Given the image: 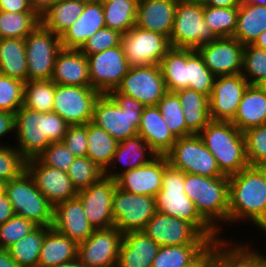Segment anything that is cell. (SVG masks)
Wrapping results in <instances>:
<instances>
[{"label":"cell","mask_w":266,"mask_h":267,"mask_svg":"<svg viewBox=\"0 0 266 267\" xmlns=\"http://www.w3.org/2000/svg\"><path fill=\"white\" fill-rule=\"evenodd\" d=\"M68 127L54 111L42 113L22 106L14 114L15 148L26 160L36 158L52 142H62Z\"/></svg>","instance_id":"6da1fadb"},{"label":"cell","mask_w":266,"mask_h":267,"mask_svg":"<svg viewBox=\"0 0 266 267\" xmlns=\"http://www.w3.org/2000/svg\"><path fill=\"white\" fill-rule=\"evenodd\" d=\"M265 212L266 167L248 166L229 176L228 222L246 220L256 225Z\"/></svg>","instance_id":"7a4b0ae2"},{"label":"cell","mask_w":266,"mask_h":267,"mask_svg":"<svg viewBox=\"0 0 266 267\" xmlns=\"http://www.w3.org/2000/svg\"><path fill=\"white\" fill-rule=\"evenodd\" d=\"M185 173L168 164L163 173L162 187L155 196L156 211L192 224L211 243L218 242L219 233L200 215L194 202L184 191Z\"/></svg>","instance_id":"3957f363"},{"label":"cell","mask_w":266,"mask_h":267,"mask_svg":"<svg viewBox=\"0 0 266 267\" xmlns=\"http://www.w3.org/2000/svg\"><path fill=\"white\" fill-rule=\"evenodd\" d=\"M144 107L136 99L113 90L96 100L91 122L120 142L138 135Z\"/></svg>","instance_id":"277c9868"},{"label":"cell","mask_w":266,"mask_h":267,"mask_svg":"<svg viewBox=\"0 0 266 267\" xmlns=\"http://www.w3.org/2000/svg\"><path fill=\"white\" fill-rule=\"evenodd\" d=\"M198 135L225 176L239 173L249 166L244 133L231 121L211 120Z\"/></svg>","instance_id":"5b68a950"},{"label":"cell","mask_w":266,"mask_h":267,"mask_svg":"<svg viewBox=\"0 0 266 267\" xmlns=\"http://www.w3.org/2000/svg\"><path fill=\"white\" fill-rule=\"evenodd\" d=\"M184 191L200 215L218 233L222 228L217 224H229V176L203 177L185 173Z\"/></svg>","instance_id":"8992f818"},{"label":"cell","mask_w":266,"mask_h":267,"mask_svg":"<svg viewBox=\"0 0 266 267\" xmlns=\"http://www.w3.org/2000/svg\"><path fill=\"white\" fill-rule=\"evenodd\" d=\"M5 193L15 215L22 216L37 226L52 227L54 206L36 188L27 170L6 182Z\"/></svg>","instance_id":"52a82bcc"},{"label":"cell","mask_w":266,"mask_h":267,"mask_svg":"<svg viewBox=\"0 0 266 267\" xmlns=\"http://www.w3.org/2000/svg\"><path fill=\"white\" fill-rule=\"evenodd\" d=\"M165 156L171 166L184 173L203 177L225 176L198 134L177 138Z\"/></svg>","instance_id":"ba28073f"},{"label":"cell","mask_w":266,"mask_h":267,"mask_svg":"<svg viewBox=\"0 0 266 267\" xmlns=\"http://www.w3.org/2000/svg\"><path fill=\"white\" fill-rule=\"evenodd\" d=\"M27 81L50 80L57 53L62 49L60 36L41 23L24 39Z\"/></svg>","instance_id":"9c48e42d"},{"label":"cell","mask_w":266,"mask_h":267,"mask_svg":"<svg viewBox=\"0 0 266 267\" xmlns=\"http://www.w3.org/2000/svg\"><path fill=\"white\" fill-rule=\"evenodd\" d=\"M204 6L177 3L170 45L174 48H192L217 39L204 20Z\"/></svg>","instance_id":"30bf717a"},{"label":"cell","mask_w":266,"mask_h":267,"mask_svg":"<svg viewBox=\"0 0 266 267\" xmlns=\"http://www.w3.org/2000/svg\"><path fill=\"white\" fill-rule=\"evenodd\" d=\"M121 47L128 65L140 67L158 65L171 45L166 36L134 26L122 34Z\"/></svg>","instance_id":"8fae6325"},{"label":"cell","mask_w":266,"mask_h":267,"mask_svg":"<svg viewBox=\"0 0 266 267\" xmlns=\"http://www.w3.org/2000/svg\"><path fill=\"white\" fill-rule=\"evenodd\" d=\"M100 93L91 86L55 85L53 111L69 126L92 121L94 105Z\"/></svg>","instance_id":"7c38bea8"},{"label":"cell","mask_w":266,"mask_h":267,"mask_svg":"<svg viewBox=\"0 0 266 267\" xmlns=\"http://www.w3.org/2000/svg\"><path fill=\"white\" fill-rule=\"evenodd\" d=\"M155 213V197L132 194L116 187L112 214L114 226L121 233L142 231Z\"/></svg>","instance_id":"4fadbf2b"},{"label":"cell","mask_w":266,"mask_h":267,"mask_svg":"<svg viewBox=\"0 0 266 267\" xmlns=\"http://www.w3.org/2000/svg\"><path fill=\"white\" fill-rule=\"evenodd\" d=\"M116 91L144 106H156L168 92L159 65L130 67Z\"/></svg>","instance_id":"5bb4252c"},{"label":"cell","mask_w":266,"mask_h":267,"mask_svg":"<svg viewBox=\"0 0 266 267\" xmlns=\"http://www.w3.org/2000/svg\"><path fill=\"white\" fill-rule=\"evenodd\" d=\"M87 58L91 88L100 94L116 90L130 68L121 44Z\"/></svg>","instance_id":"9a60e30c"},{"label":"cell","mask_w":266,"mask_h":267,"mask_svg":"<svg viewBox=\"0 0 266 267\" xmlns=\"http://www.w3.org/2000/svg\"><path fill=\"white\" fill-rule=\"evenodd\" d=\"M142 231L159 246L211 244L192 224L157 211Z\"/></svg>","instance_id":"2e32d148"},{"label":"cell","mask_w":266,"mask_h":267,"mask_svg":"<svg viewBox=\"0 0 266 267\" xmlns=\"http://www.w3.org/2000/svg\"><path fill=\"white\" fill-rule=\"evenodd\" d=\"M123 233L115 226L95 229L85 241L78 243L77 259L85 267H117Z\"/></svg>","instance_id":"e0dca14e"},{"label":"cell","mask_w":266,"mask_h":267,"mask_svg":"<svg viewBox=\"0 0 266 267\" xmlns=\"http://www.w3.org/2000/svg\"><path fill=\"white\" fill-rule=\"evenodd\" d=\"M116 187L114 179L104 177L88 188L78 191L77 197L83 205L86 218L95 229L114 227L112 202Z\"/></svg>","instance_id":"ac0fdd59"},{"label":"cell","mask_w":266,"mask_h":267,"mask_svg":"<svg viewBox=\"0 0 266 267\" xmlns=\"http://www.w3.org/2000/svg\"><path fill=\"white\" fill-rule=\"evenodd\" d=\"M249 82L242 76H217L209 98V117L212 121H232Z\"/></svg>","instance_id":"d6986e66"},{"label":"cell","mask_w":266,"mask_h":267,"mask_svg":"<svg viewBox=\"0 0 266 267\" xmlns=\"http://www.w3.org/2000/svg\"><path fill=\"white\" fill-rule=\"evenodd\" d=\"M242 45L234 37L217 38L215 41L199 46L196 50L204 64L217 77L242 73Z\"/></svg>","instance_id":"ffe728a7"},{"label":"cell","mask_w":266,"mask_h":267,"mask_svg":"<svg viewBox=\"0 0 266 267\" xmlns=\"http://www.w3.org/2000/svg\"><path fill=\"white\" fill-rule=\"evenodd\" d=\"M26 170L36 188L55 206L77 196L70 177L60 169L44 165L37 157L26 160Z\"/></svg>","instance_id":"44dd1931"},{"label":"cell","mask_w":266,"mask_h":267,"mask_svg":"<svg viewBox=\"0 0 266 267\" xmlns=\"http://www.w3.org/2000/svg\"><path fill=\"white\" fill-rule=\"evenodd\" d=\"M166 156H157L150 163L121 173L116 179L123 191L155 197L162 187V177L168 165Z\"/></svg>","instance_id":"7402d4cb"},{"label":"cell","mask_w":266,"mask_h":267,"mask_svg":"<svg viewBox=\"0 0 266 267\" xmlns=\"http://www.w3.org/2000/svg\"><path fill=\"white\" fill-rule=\"evenodd\" d=\"M52 227L77 244L85 241L95 230L77 196L54 206Z\"/></svg>","instance_id":"603a6c76"},{"label":"cell","mask_w":266,"mask_h":267,"mask_svg":"<svg viewBox=\"0 0 266 267\" xmlns=\"http://www.w3.org/2000/svg\"><path fill=\"white\" fill-rule=\"evenodd\" d=\"M176 6V0H138L135 26L170 39Z\"/></svg>","instance_id":"cb8c5ba5"},{"label":"cell","mask_w":266,"mask_h":267,"mask_svg":"<svg viewBox=\"0 0 266 267\" xmlns=\"http://www.w3.org/2000/svg\"><path fill=\"white\" fill-rule=\"evenodd\" d=\"M104 27L106 26L102 3H85L79 18L60 36L61 46L64 49L80 50L87 39Z\"/></svg>","instance_id":"d4e9b609"},{"label":"cell","mask_w":266,"mask_h":267,"mask_svg":"<svg viewBox=\"0 0 266 267\" xmlns=\"http://www.w3.org/2000/svg\"><path fill=\"white\" fill-rule=\"evenodd\" d=\"M51 80L65 86H91L87 56L80 50L62 48L56 55Z\"/></svg>","instance_id":"484cf974"},{"label":"cell","mask_w":266,"mask_h":267,"mask_svg":"<svg viewBox=\"0 0 266 267\" xmlns=\"http://www.w3.org/2000/svg\"><path fill=\"white\" fill-rule=\"evenodd\" d=\"M157 156L139 135L120 141L109 166L104 170L105 177L115 180L121 173L146 165ZM116 163L123 164L122 167H124L119 173L115 171Z\"/></svg>","instance_id":"4316f807"},{"label":"cell","mask_w":266,"mask_h":267,"mask_svg":"<svg viewBox=\"0 0 266 267\" xmlns=\"http://www.w3.org/2000/svg\"><path fill=\"white\" fill-rule=\"evenodd\" d=\"M159 245L143 231L123 234L117 267H152Z\"/></svg>","instance_id":"83f0119b"},{"label":"cell","mask_w":266,"mask_h":267,"mask_svg":"<svg viewBox=\"0 0 266 267\" xmlns=\"http://www.w3.org/2000/svg\"><path fill=\"white\" fill-rule=\"evenodd\" d=\"M138 135L158 156H165L177 138L172 134L157 105L145 106L140 119Z\"/></svg>","instance_id":"f1b7e54d"},{"label":"cell","mask_w":266,"mask_h":267,"mask_svg":"<svg viewBox=\"0 0 266 267\" xmlns=\"http://www.w3.org/2000/svg\"><path fill=\"white\" fill-rule=\"evenodd\" d=\"M231 244V245H230ZM249 243L232 244L226 238L213 243L212 267H266V256L250 249ZM229 245V247H228ZM247 245V246H246Z\"/></svg>","instance_id":"f546056e"},{"label":"cell","mask_w":266,"mask_h":267,"mask_svg":"<svg viewBox=\"0 0 266 267\" xmlns=\"http://www.w3.org/2000/svg\"><path fill=\"white\" fill-rule=\"evenodd\" d=\"M78 244L53 227H46L38 267H53L77 258Z\"/></svg>","instance_id":"4dcf8cb0"},{"label":"cell","mask_w":266,"mask_h":267,"mask_svg":"<svg viewBox=\"0 0 266 267\" xmlns=\"http://www.w3.org/2000/svg\"><path fill=\"white\" fill-rule=\"evenodd\" d=\"M231 122L243 132L250 127L266 124V94L256 85H249Z\"/></svg>","instance_id":"1f68e13d"},{"label":"cell","mask_w":266,"mask_h":267,"mask_svg":"<svg viewBox=\"0 0 266 267\" xmlns=\"http://www.w3.org/2000/svg\"><path fill=\"white\" fill-rule=\"evenodd\" d=\"M27 60L24 39H0V74L27 81Z\"/></svg>","instance_id":"d6a6232c"},{"label":"cell","mask_w":266,"mask_h":267,"mask_svg":"<svg viewBox=\"0 0 266 267\" xmlns=\"http://www.w3.org/2000/svg\"><path fill=\"white\" fill-rule=\"evenodd\" d=\"M266 31V6L240 5L234 38L242 45L253 44Z\"/></svg>","instance_id":"836d02e7"},{"label":"cell","mask_w":266,"mask_h":267,"mask_svg":"<svg viewBox=\"0 0 266 267\" xmlns=\"http://www.w3.org/2000/svg\"><path fill=\"white\" fill-rule=\"evenodd\" d=\"M183 108L187 127L199 134L211 121L209 117V98L195 90L185 88L175 92Z\"/></svg>","instance_id":"e575fe53"},{"label":"cell","mask_w":266,"mask_h":267,"mask_svg":"<svg viewBox=\"0 0 266 267\" xmlns=\"http://www.w3.org/2000/svg\"><path fill=\"white\" fill-rule=\"evenodd\" d=\"M85 7V2L77 0H59L40 17V23L61 36L74 23Z\"/></svg>","instance_id":"d590c367"},{"label":"cell","mask_w":266,"mask_h":267,"mask_svg":"<svg viewBox=\"0 0 266 267\" xmlns=\"http://www.w3.org/2000/svg\"><path fill=\"white\" fill-rule=\"evenodd\" d=\"M216 76L204 64L196 49L186 48V88L210 98Z\"/></svg>","instance_id":"8d00e7d4"},{"label":"cell","mask_w":266,"mask_h":267,"mask_svg":"<svg viewBox=\"0 0 266 267\" xmlns=\"http://www.w3.org/2000/svg\"><path fill=\"white\" fill-rule=\"evenodd\" d=\"M158 65L169 92L186 88V48L171 47Z\"/></svg>","instance_id":"74e56055"},{"label":"cell","mask_w":266,"mask_h":267,"mask_svg":"<svg viewBox=\"0 0 266 267\" xmlns=\"http://www.w3.org/2000/svg\"><path fill=\"white\" fill-rule=\"evenodd\" d=\"M87 141V157L105 170L112 160L118 142L92 122L87 123Z\"/></svg>","instance_id":"f35d334b"},{"label":"cell","mask_w":266,"mask_h":267,"mask_svg":"<svg viewBox=\"0 0 266 267\" xmlns=\"http://www.w3.org/2000/svg\"><path fill=\"white\" fill-rule=\"evenodd\" d=\"M101 3L107 28L124 34L135 26L138 0H114Z\"/></svg>","instance_id":"ab89813d"},{"label":"cell","mask_w":266,"mask_h":267,"mask_svg":"<svg viewBox=\"0 0 266 267\" xmlns=\"http://www.w3.org/2000/svg\"><path fill=\"white\" fill-rule=\"evenodd\" d=\"M45 226H37L28 235L8 248L11 257L20 267H38L40 249L42 247Z\"/></svg>","instance_id":"60d3db41"},{"label":"cell","mask_w":266,"mask_h":267,"mask_svg":"<svg viewBox=\"0 0 266 267\" xmlns=\"http://www.w3.org/2000/svg\"><path fill=\"white\" fill-rule=\"evenodd\" d=\"M40 24L34 12L0 11V39H25Z\"/></svg>","instance_id":"b9f144b4"},{"label":"cell","mask_w":266,"mask_h":267,"mask_svg":"<svg viewBox=\"0 0 266 267\" xmlns=\"http://www.w3.org/2000/svg\"><path fill=\"white\" fill-rule=\"evenodd\" d=\"M209 245L160 246L152 267L189 266Z\"/></svg>","instance_id":"7bdbcfd3"},{"label":"cell","mask_w":266,"mask_h":267,"mask_svg":"<svg viewBox=\"0 0 266 267\" xmlns=\"http://www.w3.org/2000/svg\"><path fill=\"white\" fill-rule=\"evenodd\" d=\"M55 85L51 79L26 81L23 106L42 113L53 111Z\"/></svg>","instance_id":"ee69618b"},{"label":"cell","mask_w":266,"mask_h":267,"mask_svg":"<svg viewBox=\"0 0 266 267\" xmlns=\"http://www.w3.org/2000/svg\"><path fill=\"white\" fill-rule=\"evenodd\" d=\"M157 107L176 138L194 134L186 125L183 108L175 92L168 91L158 102Z\"/></svg>","instance_id":"f6af8a7d"},{"label":"cell","mask_w":266,"mask_h":267,"mask_svg":"<svg viewBox=\"0 0 266 267\" xmlns=\"http://www.w3.org/2000/svg\"><path fill=\"white\" fill-rule=\"evenodd\" d=\"M204 20L217 38L233 37L237 26L238 7L204 6Z\"/></svg>","instance_id":"bcb514c9"},{"label":"cell","mask_w":266,"mask_h":267,"mask_svg":"<svg viewBox=\"0 0 266 267\" xmlns=\"http://www.w3.org/2000/svg\"><path fill=\"white\" fill-rule=\"evenodd\" d=\"M67 174L77 191L88 188L105 177L102 167L89 157H75Z\"/></svg>","instance_id":"7dc6e473"},{"label":"cell","mask_w":266,"mask_h":267,"mask_svg":"<svg viewBox=\"0 0 266 267\" xmlns=\"http://www.w3.org/2000/svg\"><path fill=\"white\" fill-rule=\"evenodd\" d=\"M242 76L250 85H256L266 77V50L253 44L243 49ZM251 78V79H250Z\"/></svg>","instance_id":"c3c4849f"},{"label":"cell","mask_w":266,"mask_h":267,"mask_svg":"<svg viewBox=\"0 0 266 267\" xmlns=\"http://www.w3.org/2000/svg\"><path fill=\"white\" fill-rule=\"evenodd\" d=\"M243 133L249 166L266 167V124L250 127Z\"/></svg>","instance_id":"681fc988"},{"label":"cell","mask_w":266,"mask_h":267,"mask_svg":"<svg viewBox=\"0 0 266 267\" xmlns=\"http://www.w3.org/2000/svg\"><path fill=\"white\" fill-rule=\"evenodd\" d=\"M25 82L0 74V111L15 114L24 104Z\"/></svg>","instance_id":"f907efd6"},{"label":"cell","mask_w":266,"mask_h":267,"mask_svg":"<svg viewBox=\"0 0 266 267\" xmlns=\"http://www.w3.org/2000/svg\"><path fill=\"white\" fill-rule=\"evenodd\" d=\"M36 227L32 221L14 214L0 225V248L8 249Z\"/></svg>","instance_id":"816d5d0a"},{"label":"cell","mask_w":266,"mask_h":267,"mask_svg":"<svg viewBox=\"0 0 266 267\" xmlns=\"http://www.w3.org/2000/svg\"><path fill=\"white\" fill-rule=\"evenodd\" d=\"M26 170V159L15 148L8 144L0 145V179L8 182Z\"/></svg>","instance_id":"f5cc1de1"},{"label":"cell","mask_w":266,"mask_h":267,"mask_svg":"<svg viewBox=\"0 0 266 267\" xmlns=\"http://www.w3.org/2000/svg\"><path fill=\"white\" fill-rule=\"evenodd\" d=\"M121 37L122 34L119 31L104 27L87 39L80 51L86 56L100 53L119 46Z\"/></svg>","instance_id":"db71d44e"},{"label":"cell","mask_w":266,"mask_h":267,"mask_svg":"<svg viewBox=\"0 0 266 267\" xmlns=\"http://www.w3.org/2000/svg\"><path fill=\"white\" fill-rule=\"evenodd\" d=\"M37 158L52 168L60 169L67 173L75 156L63 142H52Z\"/></svg>","instance_id":"11a10c76"},{"label":"cell","mask_w":266,"mask_h":267,"mask_svg":"<svg viewBox=\"0 0 266 267\" xmlns=\"http://www.w3.org/2000/svg\"><path fill=\"white\" fill-rule=\"evenodd\" d=\"M62 142L75 157H87V124L69 126Z\"/></svg>","instance_id":"9f6ffc18"},{"label":"cell","mask_w":266,"mask_h":267,"mask_svg":"<svg viewBox=\"0 0 266 267\" xmlns=\"http://www.w3.org/2000/svg\"><path fill=\"white\" fill-rule=\"evenodd\" d=\"M0 11L6 12H34L29 0H0Z\"/></svg>","instance_id":"6f0895ef"},{"label":"cell","mask_w":266,"mask_h":267,"mask_svg":"<svg viewBox=\"0 0 266 267\" xmlns=\"http://www.w3.org/2000/svg\"><path fill=\"white\" fill-rule=\"evenodd\" d=\"M14 132V114L8 111H0V137Z\"/></svg>","instance_id":"680465c9"},{"label":"cell","mask_w":266,"mask_h":267,"mask_svg":"<svg viewBox=\"0 0 266 267\" xmlns=\"http://www.w3.org/2000/svg\"><path fill=\"white\" fill-rule=\"evenodd\" d=\"M213 259V243H211L189 266L184 267H210Z\"/></svg>","instance_id":"91938a15"},{"label":"cell","mask_w":266,"mask_h":267,"mask_svg":"<svg viewBox=\"0 0 266 267\" xmlns=\"http://www.w3.org/2000/svg\"><path fill=\"white\" fill-rule=\"evenodd\" d=\"M14 215L12 204L4 192L0 195V225L5 223Z\"/></svg>","instance_id":"94428289"},{"label":"cell","mask_w":266,"mask_h":267,"mask_svg":"<svg viewBox=\"0 0 266 267\" xmlns=\"http://www.w3.org/2000/svg\"><path fill=\"white\" fill-rule=\"evenodd\" d=\"M59 0H29L34 13L40 18Z\"/></svg>","instance_id":"6125c7cd"},{"label":"cell","mask_w":266,"mask_h":267,"mask_svg":"<svg viewBox=\"0 0 266 267\" xmlns=\"http://www.w3.org/2000/svg\"><path fill=\"white\" fill-rule=\"evenodd\" d=\"M0 267H20L11 257L8 249L0 248Z\"/></svg>","instance_id":"be15d7a7"},{"label":"cell","mask_w":266,"mask_h":267,"mask_svg":"<svg viewBox=\"0 0 266 267\" xmlns=\"http://www.w3.org/2000/svg\"><path fill=\"white\" fill-rule=\"evenodd\" d=\"M204 6L212 7H239V0H205Z\"/></svg>","instance_id":"e7e4bbea"},{"label":"cell","mask_w":266,"mask_h":267,"mask_svg":"<svg viewBox=\"0 0 266 267\" xmlns=\"http://www.w3.org/2000/svg\"><path fill=\"white\" fill-rule=\"evenodd\" d=\"M253 45L266 50V31L259 35V37L254 41Z\"/></svg>","instance_id":"03108f58"},{"label":"cell","mask_w":266,"mask_h":267,"mask_svg":"<svg viewBox=\"0 0 266 267\" xmlns=\"http://www.w3.org/2000/svg\"><path fill=\"white\" fill-rule=\"evenodd\" d=\"M240 5L266 6V0H239Z\"/></svg>","instance_id":"003e7915"},{"label":"cell","mask_w":266,"mask_h":267,"mask_svg":"<svg viewBox=\"0 0 266 267\" xmlns=\"http://www.w3.org/2000/svg\"><path fill=\"white\" fill-rule=\"evenodd\" d=\"M53 267H85L77 258L73 261L59 264Z\"/></svg>","instance_id":"a7ac6f4b"},{"label":"cell","mask_w":266,"mask_h":267,"mask_svg":"<svg viewBox=\"0 0 266 267\" xmlns=\"http://www.w3.org/2000/svg\"><path fill=\"white\" fill-rule=\"evenodd\" d=\"M176 2L183 4H198L204 6L205 0H176Z\"/></svg>","instance_id":"89a4df30"},{"label":"cell","mask_w":266,"mask_h":267,"mask_svg":"<svg viewBox=\"0 0 266 267\" xmlns=\"http://www.w3.org/2000/svg\"><path fill=\"white\" fill-rule=\"evenodd\" d=\"M255 226L262 229L265 232L264 234L266 235V212L263 218Z\"/></svg>","instance_id":"2644e50d"},{"label":"cell","mask_w":266,"mask_h":267,"mask_svg":"<svg viewBox=\"0 0 266 267\" xmlns=\"http://www.w3.org/2000/svg\"><path fill=\"white\" fill-rule=\"evenodd\" d=\"M256 86L266 94V77L260 80Z\"/></svg>","instance_id":"8c879c8a"},{"label":"cell","mask_w":266,"mask_h":267,"mask_svg":"<svg viewBox=\"0 0 266 267\" xmlns=\"http://www.w3.org/2000/svg\"><path fill=\"white\" fill-rule=\"evenodd\" d=\"M6 182L0 179V195L5 192Z\"/></svg>","instance_id":"753ad0ef"},{"label":"cell","mask_w":266,"mask_h":267,"mask_svg":"<svg viewBox=\"0 0 266 267\" xmlns=\"http://www.w3.org/2000/svg\"><path fill=\"white\" fill-rule=\"evenodd\" d=\"M77 1H82V2H85V3L99 2V0H77Z\"/></svg>","instance_id":"34e18365"},{"label":"cell","mask_w":266,"mask_h":267,"mask_svg":"<svg viewBox=\"0 0 266 267\" xmlns=\"http://www.w3.org/2000/svg\"><path fill=\"white\" fill-rule=\"evenodd\" d=\"M100 2H110V1H114V0H99Z\"/></svg>","instance_id":"11e5206c"}]
</instances>
